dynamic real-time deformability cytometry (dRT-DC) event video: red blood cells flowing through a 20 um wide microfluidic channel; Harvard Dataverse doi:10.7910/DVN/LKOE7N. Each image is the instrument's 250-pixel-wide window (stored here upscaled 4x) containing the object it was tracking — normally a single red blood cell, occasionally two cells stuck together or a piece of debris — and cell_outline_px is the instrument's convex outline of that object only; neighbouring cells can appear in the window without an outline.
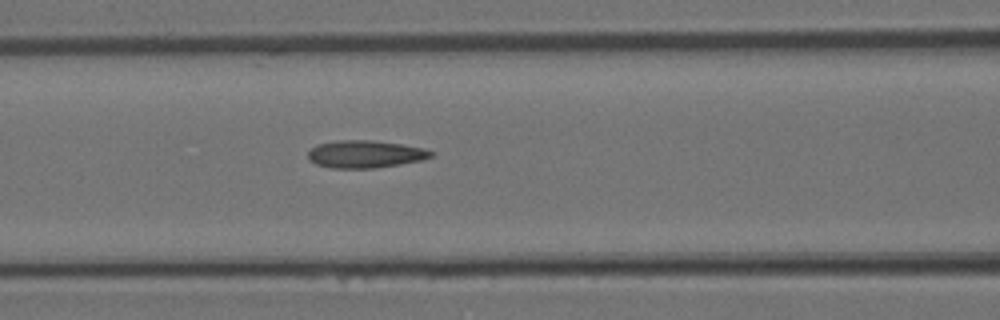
{"species": "Egyptian fruit bat (a non-hibernating species)", "species_latin": "Rousettus aegyptiacus", "temperature_condition": "room temperature", "stored_images_in_passage": 3, "camera_frame_rate_fps": 3000, "um_per_image_px": 0.085, "animal": {"sex": "female"}, "frame": {"image": 1, "passage_image": 3, "time_ms": 0.667, "image_size_px": [1000, 320], "cell_outline_px": [[436, 152], [432, 156], [420, 160], [400, 164], [376, 168], [332, 168], [316, 164], [308, 160], [308, 152], [316, 144], [336, 140], [372, 140], [400, 144], [424, 148]], "centroid_in_image_um": [31.02, 13.1], "position_along_channel_um": 135.6, "area_um2": 19.77}}